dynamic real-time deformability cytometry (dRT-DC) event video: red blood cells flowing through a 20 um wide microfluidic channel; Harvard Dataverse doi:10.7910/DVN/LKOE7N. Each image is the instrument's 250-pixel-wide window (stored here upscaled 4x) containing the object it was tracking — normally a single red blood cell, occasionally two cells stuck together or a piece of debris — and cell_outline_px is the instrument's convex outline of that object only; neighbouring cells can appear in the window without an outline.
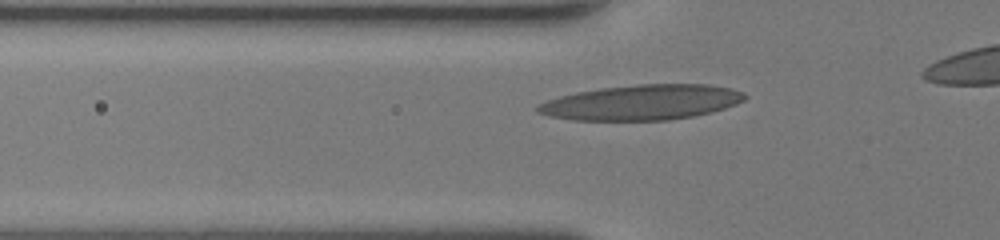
{"species": "human", "species_latin": "Homo sapiens", "temperature_condition": "room temperature", "stored_images_in_passage": 29, "camera_frame_rate_fps": 3000, "um_per_image_px": 0.085, "donor": {"sex": "female"}, "frame": {"image": 1, "passage_image": 6, "time_ms": 1.667, "image_size_px": [1000, 240], "cell_outline_px": [[748, 96], [744, 100], [736, 104], [712, 112], [692, 116], [668, 120], [572, 120], [548, 116], [536, 112], [536, 104], [560, 96], [576, 92], [600, 88], [636, 84], [708, 84], [732, 88], [744, 92]], "centroid_in_image_um": [54.54, 8.7], "position_along_channel_um": 71.3, "area_um2": 42.66}}
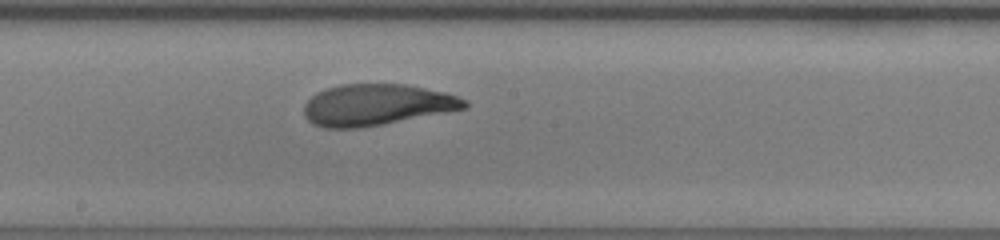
{"frame": {"image": 2, "passage_image": 16, "time_ms": 5.0, "image_size_px": [1000, 240], "cell_outline_px": [[468, 108], [360, 128], [324, 128], [312, 124], [304, 116], [304, 104], [316, 92], [324, 88], [340, 84], [404, 84], [444, 92], [468, 100]], "centroid_in_image_um": [31.97, 8.91], "position_along_channel_um": 216.2, "area_um2": 38.67}}
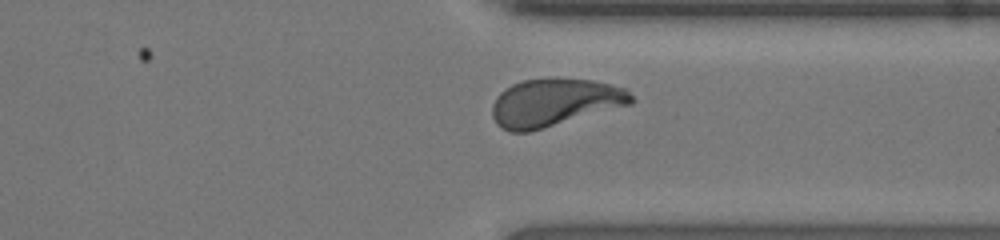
{"frame": {"image": 3, "passage_image": 26, "time_ms": 8.333, "image_size_px": [1000, 240], "cell_outline_px": [[636, 100], [632, 104], [528, 132], [508, 132], [500, 128], [496, 124], [492, 116], [492, 104], [496, 96], [504, 88], [512, 84], [524, 80], [552, 76], [592, 80], [612, 84], [624, 88]], "centroid_in_image_um": [47.11, 8.69], "position_along_channel_um": 364.3, "area_um2": 39.25}, "authors_computed_cell_mechanics": {"area_um2": 39.0728, "velocity_mm_per_s": 4.4092, "shape_relaxation_time_tau1_ms": 5.3927, "shape_relaxation_time_tau2_ms": 1.12, "deformation_change_tau1": 0.2481, "deformation_change_tau2": 0.0798}}